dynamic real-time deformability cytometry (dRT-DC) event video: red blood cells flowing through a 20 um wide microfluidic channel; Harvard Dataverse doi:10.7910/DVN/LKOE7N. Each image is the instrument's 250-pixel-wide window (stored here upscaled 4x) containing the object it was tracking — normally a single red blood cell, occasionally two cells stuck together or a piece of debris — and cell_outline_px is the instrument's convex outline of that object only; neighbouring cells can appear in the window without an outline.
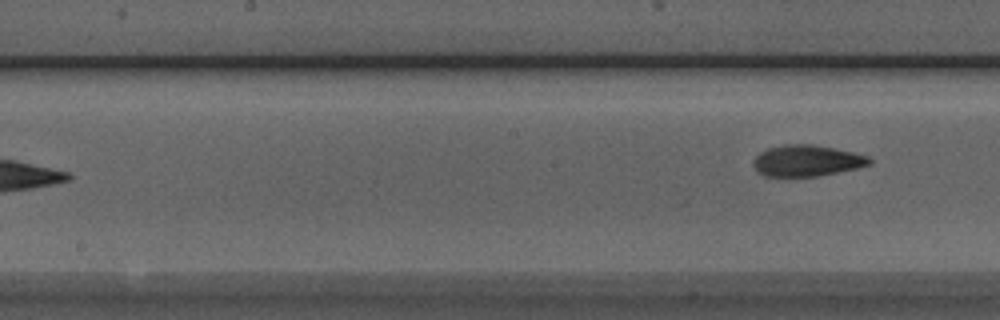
{"species": "Egyptian fruit bat (a non-hibernating species)", "species_latin": "Rousettus aegyptiacus", "temperature_condition": "room temperature", "stored_images_in_passage": 9, "segment_of_instrument_passage": [2, 2], "camera_frame_rate_fps": 3000, "um_per_image_px": 0.085, "animal": {"sex": "male"}, "frame": {"image": 1, "passage_image": 9, "time_ms": 9.333, "image_size_px": [1000, 320], "cell_outline_px": [[872, 164], [856, 168], [820, 176], [764, 176], [752, 164], [756, 156], [760, 152], [768, 148], [784, 144], [812, 144], [852, 152], [868, 156], [872, 160]], "centroid_in_image_um": [68.59, 13.65], "position_along_channel_um": 179.6, "area_um2": 20.98}}